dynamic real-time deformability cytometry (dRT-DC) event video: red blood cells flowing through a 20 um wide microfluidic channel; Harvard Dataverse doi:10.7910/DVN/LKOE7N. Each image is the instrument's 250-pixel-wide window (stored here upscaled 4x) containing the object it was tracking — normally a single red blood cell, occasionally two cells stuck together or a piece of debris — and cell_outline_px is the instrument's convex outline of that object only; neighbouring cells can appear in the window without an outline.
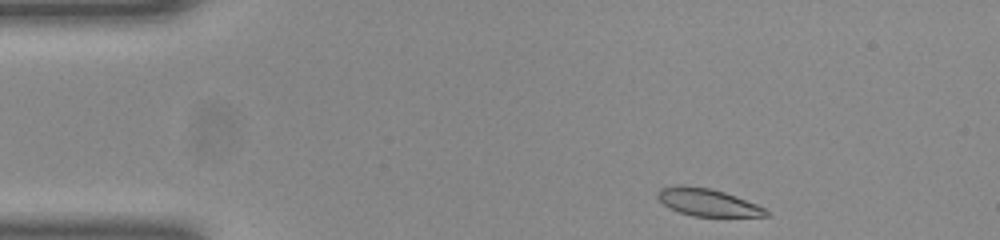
{"species": "common noctule bat (a hibernating species)", "species_latin": "Nyctalus noctula", "temperature_condition": "room temperature", "stored_images_in_passage": 44, "camera_frame_rate_fps": 3000, "um_per_image_px": 0.085, "animal": {"sex": "female", "body_mass_g": 23.0, "forearm_length_mm": 53.4}, "frame": {"image": 1, "passage_image": 1, "time_ms": 0.0, "image_size_px": [1000, 240], "cell_outline_px": [[768, 216], [696, 216], [680, 212], [664, 204], [656, 196], [660, 188], [680, 184], [708, 188], [724, 192], [756, 204], [764, 208], [768, 212]], "centroid_in_image_um": [60.12, 17.18], "position_along_channel_um": 24.9, "area_um2": 16.94}}
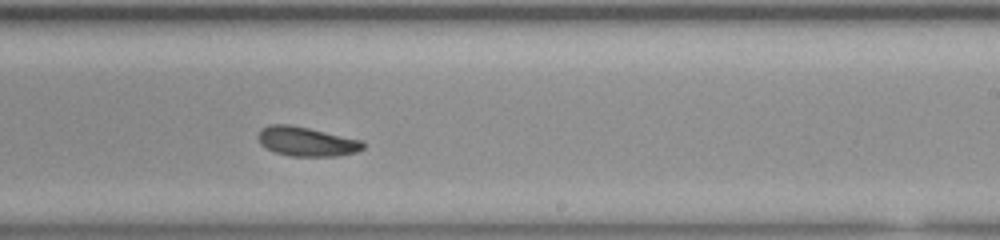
{"frame": {"image": 2, "passage_image": 24, "time_ms": 7.667, "image_size_px": [1000, 240], "cell_outline_px": [[364, 148], [356, 152], [336, 156], [292, 156], [276, 152], [260, 144], [260, 132], [268, 124], [288, 124], [308, 128], [360, 140], [364, 144]], "centroid_in_image_um": [26.07, 12.03], "position_along_channel_um": 262.9, "area_um2": 17.46}}
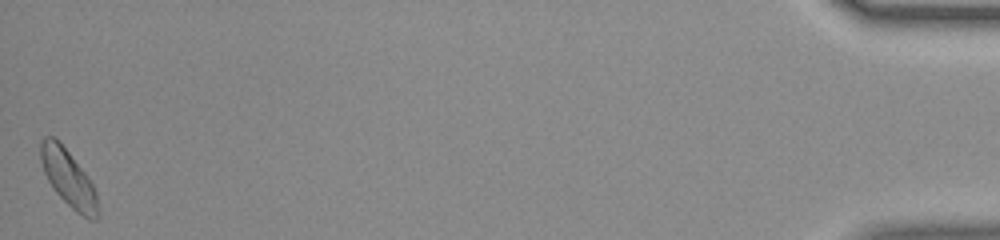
{"frame": {"image": 3, "passage_image": 44, "time_ms": 14.333, "image_size_px": [1000, 240], "cell_outline_px": [[100, 216], [96, 220], [88, 220], [76, 212], [56, 192], [48, 180], [44, 172], [40, 160], [40, 144], [44, 136], [56, 136], [60, 140], [84, 172], [92, 184], [96, 192], [100, 212]], "centroid_in_image_um": [5.83, 15.15], "position_along_channel_um": 429.4, "area_um2": 19.13}, "authors_computed_cell_mechanics": {"area_um2": 18.0914, "velocity_mm_per_s": 4.0032, "shape_relaxation_time_tau1_ms": 2.8224, "shape_relaxation_time_tau2_ms": null, "deformation_change_tau1": 0.1034, "deformation_change_tau2": null}}